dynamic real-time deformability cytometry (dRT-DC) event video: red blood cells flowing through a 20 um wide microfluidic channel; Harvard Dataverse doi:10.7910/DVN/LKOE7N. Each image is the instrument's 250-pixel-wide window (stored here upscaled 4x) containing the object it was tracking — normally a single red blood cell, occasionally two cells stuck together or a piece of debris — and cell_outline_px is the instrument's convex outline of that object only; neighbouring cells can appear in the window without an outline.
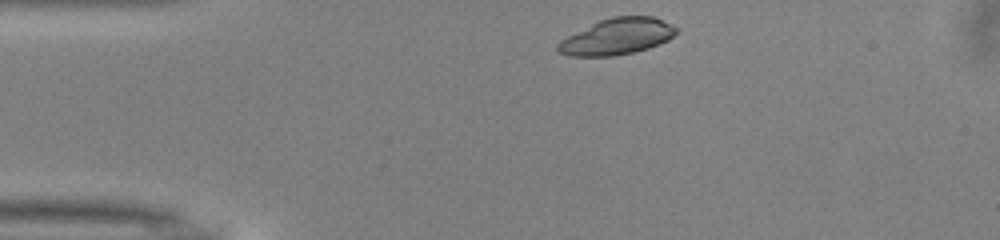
{"species": "common noctule bat (a hibernating species)", "species_latin": "Nyctalus noctula", "temperature_condition": "warm", "stored_images_in_passage": 31, "camera_frame_rate_fps": 3000, "um_per_image_px": 0.085, "animal": {"sex": "male", "body_mass_g": 13.0, "forearm_length_mm": 53.1}, "frame": {"image": 1, "passage_image": 1, "time_ms": 0.0, "image_size_px": [1000, 240], "cell_outline_px": [[676, 32], [668, 40], [648, 48], [632, 52], [612, 56], [568, 56], [560, 52], [556, 48], [556, 44], [560, 40], [600, 20], [612, 16], [652, 16], [672, 24], [676, 28]], "centroid_in_image_um": [52.44, 3.11], "position_along_channel_um": 32.6, "area_um2": 24.68}}
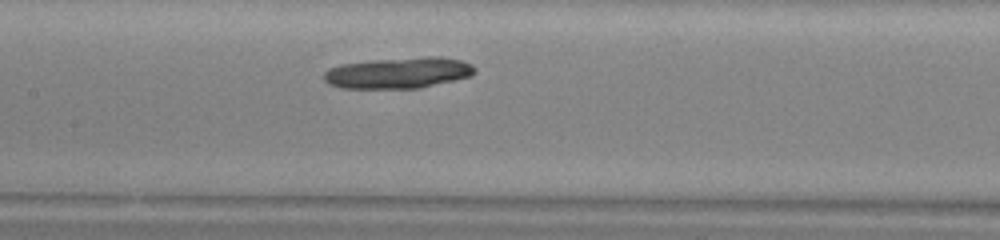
{"frame": {"image": 2, "passage_image": 15, "time_ms": 4.667, "image_size_px": [1000, 240], "cell_outline_px": [[476, 72], [472, 76], [420, 88], [340, 88], [328, 84], [324, 80], [324, 72], [328, 68], [340, 64], [372, 60], [428, 56], [440, 56], [460, 60], [472, 64], [476, 68]], "centroid_in_image_um": [33.87, 6.19], "position_along_channel_um": 173.5, "area_um2": 27.57}}
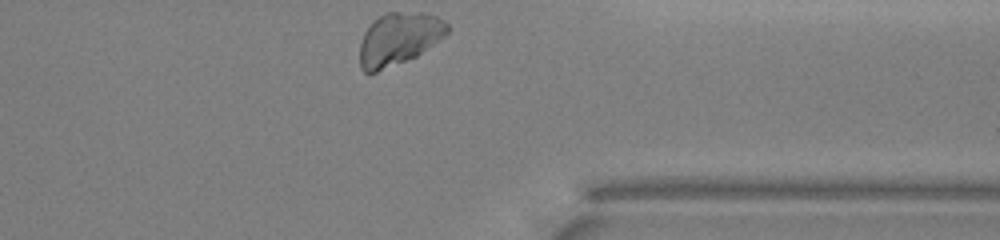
{"frame": {"image": 3, "passage_image": 31, "time_ms": 10.0, "image_size_px": [1000, 240], "cell_outline_px": [[448, 32], [444, 36], [416, 56], [376, 72], [364, 72], [360, 68], [360, 44], [364, 32], [384, 12], [428, 12], [444, 20], [448, 24]], "centroid_in_image_um": [33.91, 3.28], "position_along_channel_um": 377.5, "area_um2": 26.47}}